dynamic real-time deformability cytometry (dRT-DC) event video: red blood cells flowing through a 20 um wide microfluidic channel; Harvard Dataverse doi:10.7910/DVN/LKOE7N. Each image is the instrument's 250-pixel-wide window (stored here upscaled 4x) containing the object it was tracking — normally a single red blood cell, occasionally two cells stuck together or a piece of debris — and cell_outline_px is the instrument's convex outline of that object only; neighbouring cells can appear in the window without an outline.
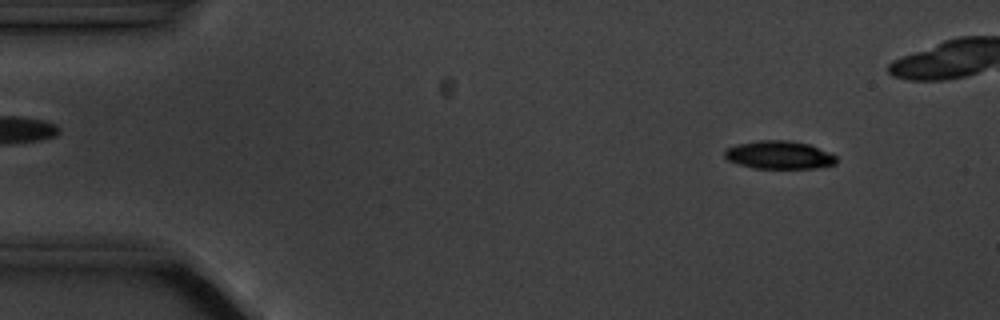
{"species": "common noctule bat (a hibernating species)", "species_latin": "Nyctalus noctula", "temperature_condition": "cold", "stored_images_in_passage": 5, "camera_frame_rate_fps": 3000, "um_per_image_px": 0.085, "animal": {"sex": "male", "body_mass_g": 20.1, "forearm_length_mm": 53.5}, "frame": {"image": 1, "passage_image": 1, "time_ms": 0.0, "image_size_px": [1000, 320], "cell_outline_px": [[836, 164], [820, 168], [756, 168], [740, 164], [728, 160], [724, 156], [724, 152], [728, 148], [736, 144], [760, 140], [788, 140], [808, 144], [828, 152], [836, 156]], "centroid_in_image_um": [66.24, 13.17], "position_along_channel_um": 18.8, "area_um2": 18.15}}